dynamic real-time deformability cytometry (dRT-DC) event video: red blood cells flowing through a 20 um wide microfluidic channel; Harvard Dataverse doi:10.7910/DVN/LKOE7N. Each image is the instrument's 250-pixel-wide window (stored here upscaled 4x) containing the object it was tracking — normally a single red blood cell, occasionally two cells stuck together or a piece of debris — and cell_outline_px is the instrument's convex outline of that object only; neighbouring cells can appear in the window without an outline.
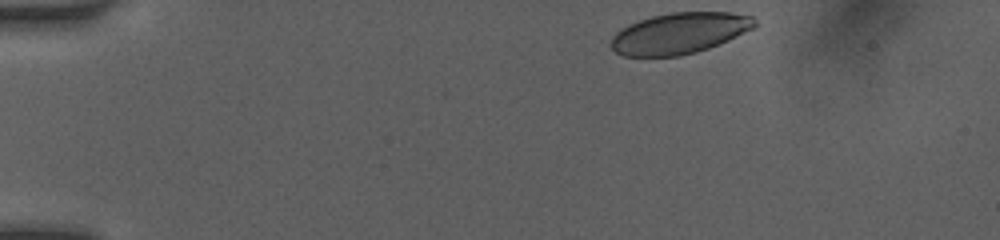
{"species": "human", "species_latin": "Homo sapiens", "temperature_condition": "room temperature", "stored_images_in_passage": 37, "camera_frame_rate_fps": 3000, "um_per_image_px": 0.085, "donor": {"sex": "female"}, "frame": {"image": 1, "passage_image": 1, "time_ms": 0.0, "image_size_px": [1000, 240], "cell_outline_px": [[756, 28], [728, 40], [708, 48], [696, 52], [680, 56], [624, 56], [616, 52], [608, 44], [612, 36], [620, 28], [628, 24], [652, 16], [672, 12], [732, 12], [752, 16], [756, 20]], "centroid_in_image_um": [57.75, 2.82], "position_along_channel_um": 27.3, "area_um2": 34.62}}
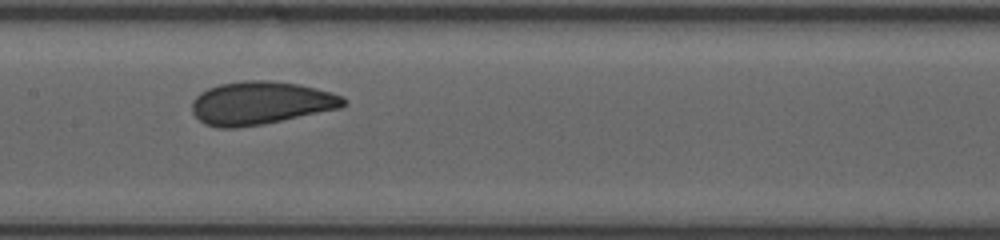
{"frame": {"image": 2, "passage_image": 19, "time_ms": 6.0, "image_size_px": [1000, 240], "cell_outline_px": [[348, 104], [340, 108], [264, 124], [236, 128], [216, 128], [204, 124], [192, 112], [192, 100], [200, 92], [208, 88], [220, 84], [240, 80], [268, 80], [300, 84], [332, 92], [344, 96], [348, 100]], "centroid_in_image_um": [22.17, 8.75], "position_along_channel_um": 185.2, "area_um2": 38.44}}
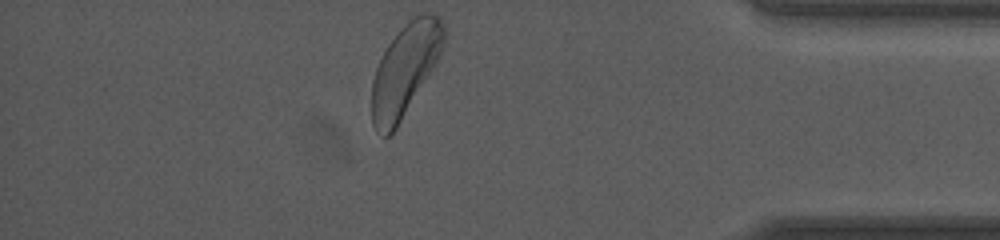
{"frame": {"image": 3, "passage_image": 37, "time_ms": 12.0, "image_size_px": [1000, 240], "cell_outline_px": [[448, 36], [440, 56], [428, 76], [396, 128], [388, 136], [384, 136], [376, 132], [372, 124], [372, 80], [376, 68], [388, 44], [404, 24], [412, 16], [424, 12], [432, 12], [440, 16], [448, 32]], "centroid_in_image_um": [34.47, 5.86], "position_along_channel_um": 400.7, "area_um2": 38.78}, "authors_computed_cell_mechanics": {"area_um2": 37.1076, "velocity_mm_per_s": 4.0944, "shape_relaxation_time_tau1_ms": 2.3488, "shape_relaxation_time_tau2_ms": null, "deformation_change_tau1": 0.1053, "deformation_change_tau2": null}}